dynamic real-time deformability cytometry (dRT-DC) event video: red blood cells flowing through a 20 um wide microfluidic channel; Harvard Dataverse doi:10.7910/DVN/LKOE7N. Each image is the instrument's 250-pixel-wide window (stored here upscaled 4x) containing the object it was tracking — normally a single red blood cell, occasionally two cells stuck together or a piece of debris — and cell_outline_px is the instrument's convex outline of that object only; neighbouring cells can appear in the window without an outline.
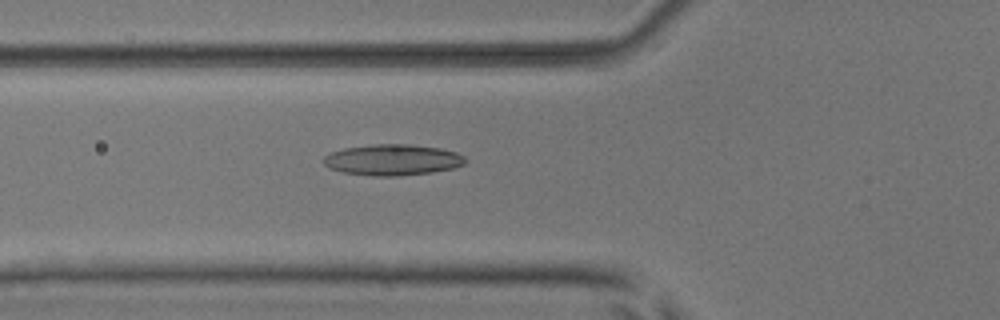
{"species": "common noctule bat (a hibernating species)", "species_latin": "Nyctalus noctula", "temperature_condition": "room temperature", "stored_images_in_passage": 26, "camera_frame_rate_fps": 3000, "um_per_image_px": 0.085, "animal": {"sex": "male", "body_mass_g": 17.9, "forearm_length_mm": 54.2}, "frame": {"image": 1, "passage_image": 2, "time_ms": 0.333, "image_size_px": [1000, 320], "cell_outline_px": [[468, 160], [464, 164], [452, 168], [432, 172], [396, 176], [372, 176], [344, 172], [332, 168], [324, 164], [324, 156], [328, 152], [344, 148], [372, 144], [408, 144], [440, 148], [456, 152], [464, 156]], "centroid_in_image_um": [33.37, 13.58], "position_along_channel_um": 92.4, "area_um2": 25.61}}
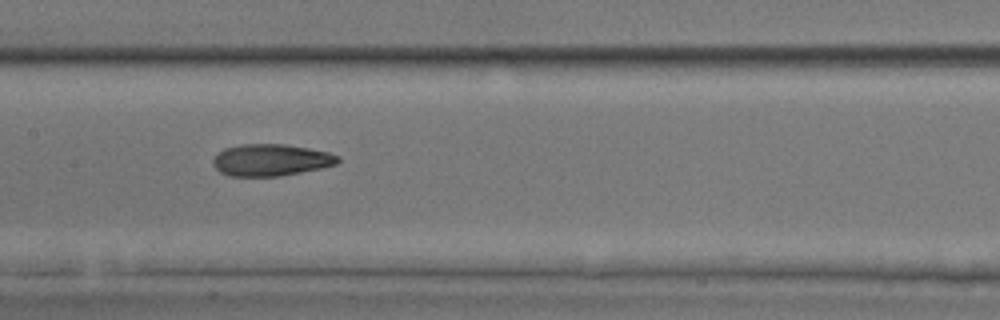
{"frame": {"image": 2, "passage_image": 9, "time_ms": 2.667, "image_size_px": [1000, 320], "cell_outline_px": [[340, 160], [336, 164], [320, 168], [280, 176], [228, 176], [220, 172], [212, 164], [212, 160], [216, 152], [224, 148], [240, 144], [284, 144], [308, 148], [328, 152], [340, 156]], "centroid_in_image_um": [22.98, 13.59], "position_along_channel_um": 184.4, "area_um2": 23.29}}
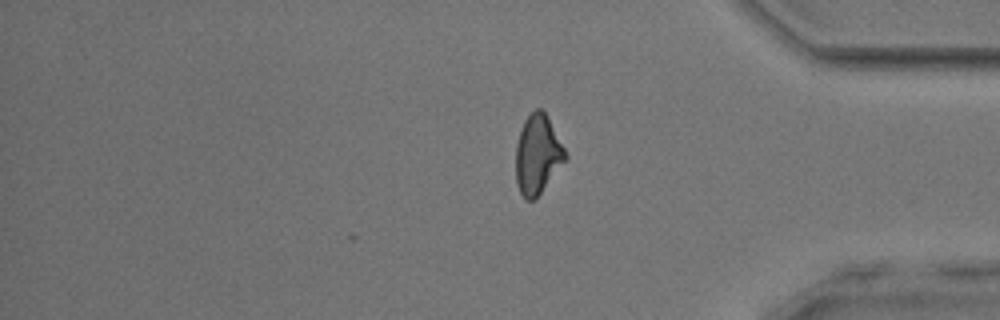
{"frame": {"image": 3, "passage_image": 26, "time_ms": 8.333, "image_size_px": [1000, 320], "cell_outline_px": [[568, 156], [536, 200], [524, 200], [516, 184], [516, 144], [524, 120], [536, 108], [540, 108], [544, 112], [564, 148]], "centroid_in_image_um": [45.67, 13.19], "position_along_channel_um": 389.5, "area_um2": 22.6}, "authors_computed_cell_mechanics": {"area_um2": 22.831, "velocity_mm_per_s": 3.9278, "shape_relaxation_time_tau1_ms": null, "shape_relaxation_time_tau2_ms": 2.4248, "deformation_change_tau1": null, "deformation_change_tau2": 0.1099}}